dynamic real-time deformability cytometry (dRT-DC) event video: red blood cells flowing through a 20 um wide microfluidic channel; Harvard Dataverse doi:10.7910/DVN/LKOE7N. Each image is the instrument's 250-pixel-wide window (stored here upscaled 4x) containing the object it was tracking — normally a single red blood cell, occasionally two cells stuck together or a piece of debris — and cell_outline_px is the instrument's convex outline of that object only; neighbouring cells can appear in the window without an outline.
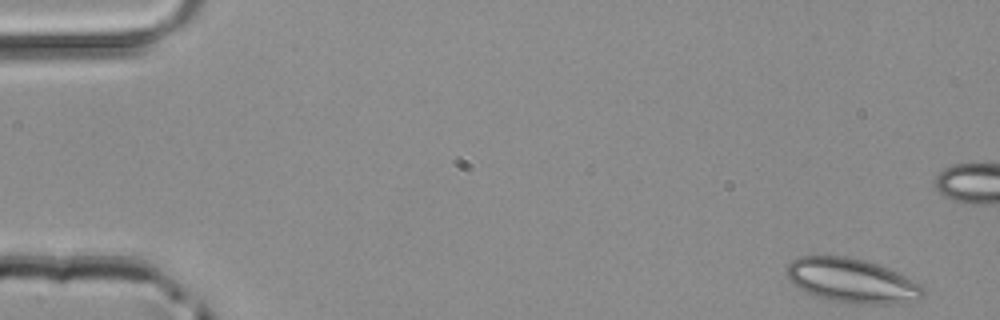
{"species": "common noctule bat (a hibernating species)", "species_latin": "Nyctalus noctula", "temperature_condition": "room temperature", "stored_images_in_passage": 13, "camera_frame_rate_fps": 3000, "um_per_image_px": 0.085, "animal": {"sex": "male", "body_mass_g": 20.4}, "frame": {"image": 1, "passage_image": 1, "time_ms": 0.0, "image_size_px": [1000, 320], "cell_outline_px": [[924, 296], [920, 300], [888, 304], [856, 304], [832, 300], [816, 296], [792, 284], [788, 280], [788, 264], [792, 260], [800, 256], [848, 256], [864, 260], [900, 272], [920, 284], [924, 288]], "centroid_in_image_um": [72.46, 23.85], "position_along_channel_um": 12.5, "area_um2": 35.26}}